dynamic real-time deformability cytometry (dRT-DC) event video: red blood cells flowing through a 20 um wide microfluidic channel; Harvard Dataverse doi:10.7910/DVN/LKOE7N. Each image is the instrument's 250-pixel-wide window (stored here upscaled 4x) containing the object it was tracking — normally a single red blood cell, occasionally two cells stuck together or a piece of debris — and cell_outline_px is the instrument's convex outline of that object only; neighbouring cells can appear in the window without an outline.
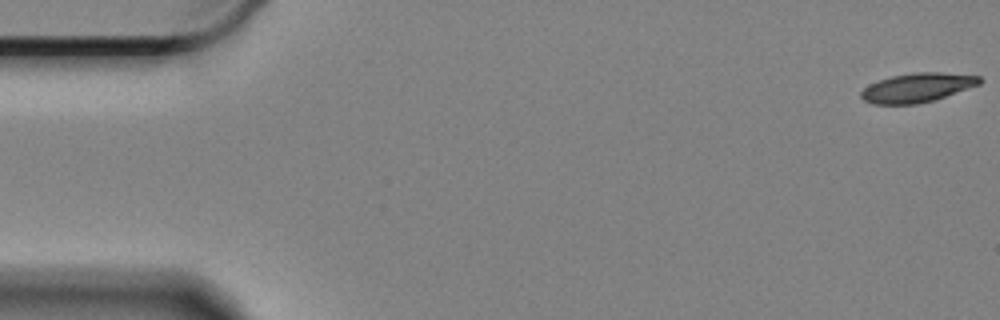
{"species": "Egyptian fruit bat (a non-hibernating species)", "species_latin": "Rousettus aegyptiacus", "temperature_condition": "cold", "stored_images_in_passage": 13, "camera_frame_rate_fps": 3000, "um_per_image_px": 0.085, "animal": {"sex": "female"}, "frame": {"image": 1, "passage_image": 1, "time_ms": 0.0, "image_size_px": [1000, 320], "cell_outline_px": [[984, 80], [980, 84], [932, 100], [916, 104], [872, 104], [864, 100], [860, 96], [860, 92], [868, 84], [892, 76], [916, 72], [940, 72], [980, 76]], "centroid_in_image_um": [77.94, 7.44], "position_along_channel_um": 7.1, "area_um2": 19.94}}